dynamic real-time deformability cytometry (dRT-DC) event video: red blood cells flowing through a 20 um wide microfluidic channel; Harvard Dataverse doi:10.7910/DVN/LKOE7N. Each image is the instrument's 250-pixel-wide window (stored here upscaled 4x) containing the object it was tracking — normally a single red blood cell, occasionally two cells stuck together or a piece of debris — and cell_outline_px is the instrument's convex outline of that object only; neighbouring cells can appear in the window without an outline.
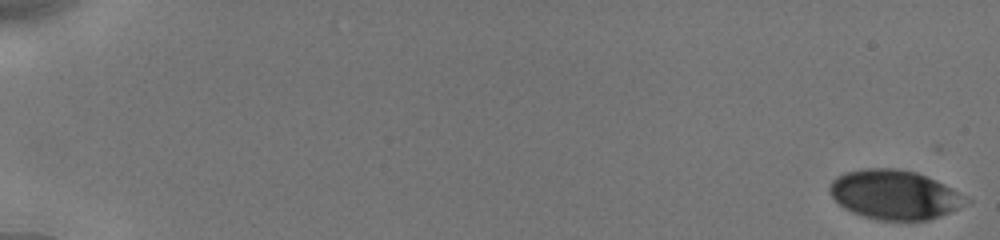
{"species": "human", "species_latin": "Homo sapiens", "temperature_condition": "cold", "stored_images_in_passage": 57, "camera_frame_rate_fps": 3000, "um_per_image_px": 0.085, "donor": {"sex": "male"}, "frame": {"image": 1, "passage_image": 1, "time_ms": 0.0, "image_size_px": [1000, 240], "cell_outline_px": [[972, 200], [948, 212], [928, 220], [876, 220], [852, 212], [844, 208], [832, 196], [828, 188], [832, 180], [836, 176], [844, 172], [864, 168], [896, 168], [916, 172], [936, 180], [944, 184]], "centroid_in_image_um": [76.0, 16.53], "position_along_channel_um": 9.0, "area_um2": 38.96}}
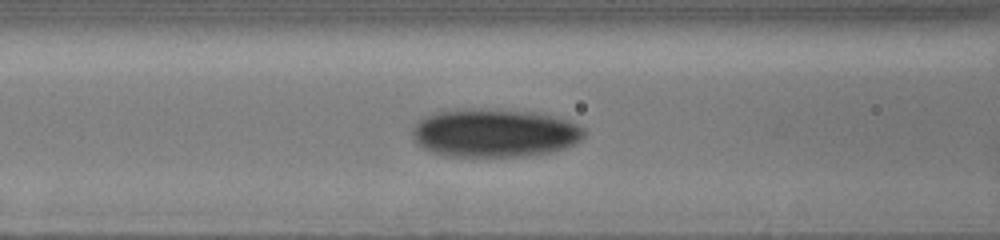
{"frame": {"image": 2, "passage_image": 46, "time_ms": 8.0, "image_size_px": [1000, 240], "cell_outline_px": [[588, 132], [580, 140], [564, 148], [552, 152], [524, 156], [444, 156], [428, 152], [416, 144], [412, 140], [412, 128], [416, 120], [440, 108], [480, 108], [532, 112], [556, 116], [568, 120], [584, 128]], "centroid_in_image_um": [41.93, 11.28], "position_along_channel_um": 124.7, "area_um2": 49.59}}
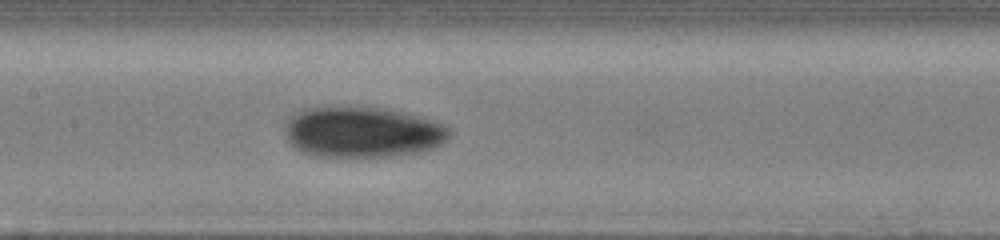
{"frame": {"image": 3, "passage_image": 56, "time_ms": 9.333, "image_size_px": [1000, 240], "cell_outline_px": [[452, 132], [440, 144], [432, 148], [420, 152], [388, 156], [312, 156], [300, 152], [284, 136], [284, 132], [288, 120], [296, 112], [304, 108], [324, 104], [348, 104], [384, 108], [404, 112], [436, 120], [448, 128]], "centroid_in_image_um": [30.75, 11.17], "position_along_channel_um": 176.7, "area_um2": 49.82}}